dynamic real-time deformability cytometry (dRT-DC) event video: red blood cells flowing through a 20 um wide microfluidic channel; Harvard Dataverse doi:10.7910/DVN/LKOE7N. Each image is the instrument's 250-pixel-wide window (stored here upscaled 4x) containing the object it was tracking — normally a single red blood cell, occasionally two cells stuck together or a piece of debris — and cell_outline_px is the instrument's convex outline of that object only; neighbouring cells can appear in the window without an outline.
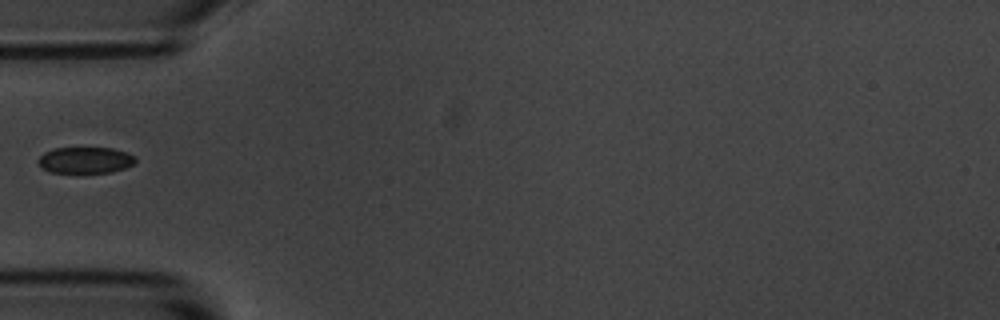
{"species": "common noctule bat (a hibernating species)", "species_latin": "Nyctalus noctula", "temperature_condition": "room temperature", "stored_images_in_passage": 6, "segment_of_instrument_passage": [2, 2], "camera_frame_rate_fps": 3000, "um_per_image_px": 0.085, "animal": {"sex": "male", "body_mass_g": 20.1, "forearm_length_mm": 53.5}, "frame": {"image": 1, "passage_image": 6, "time_ms": 5.667, "image_size_px": [1000, 320], "cell_outline_px": [[136, 160], [132, 164], [124, 168], [112, 172], [48, 172], [36, 160], [44, 152], [52, 148], [112, 148], [136, 156]], "centroid_in_image_um": [7.23, 13.6], "position_along_channel_um": 77.8, "area_um2": 14.74}}